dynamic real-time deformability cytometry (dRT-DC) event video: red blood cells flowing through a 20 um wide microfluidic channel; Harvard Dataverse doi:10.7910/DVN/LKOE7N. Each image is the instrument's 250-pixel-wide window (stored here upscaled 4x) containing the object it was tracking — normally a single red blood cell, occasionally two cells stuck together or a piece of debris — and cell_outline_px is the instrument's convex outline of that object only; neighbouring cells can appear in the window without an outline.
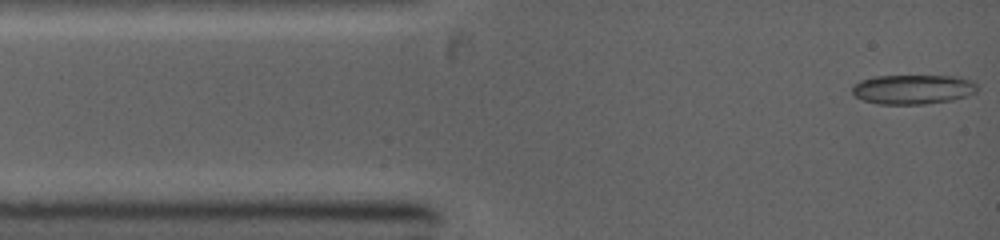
{"species": "common noctule bat (a hibernating species)", "species_latin": "Nyctalus noctula", "temperature_condition": "warm", "stored_images_in_passage": 5, "camera_frame_rate_fps": 5000, "um_per_image_px": 0.085, "animal": {"sex": "female", "body_mass_g": 19.0, "forearm_length_mm": 53.3}, "frame": {"image": 1, "passage_image": 1, "time_ms": 0.0, "image_size_px": [1000, 240], "cell_outline_px": [[980, 88], [976, 92], [952, 100], [924, 104], [880, 104], [864, 100], [856, 96], [852, 92], [852, 84], [860, 80], [872, 76], [960, 76], [976, 80]], "centroid_in_image_um": [77.65, 7.57], "position_along_channel_um": 7.4, "area_um2": 21.85}}
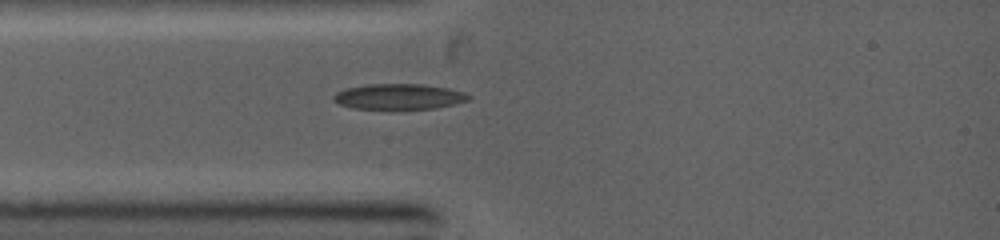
{"frame": {"image": 2, "passage_image": 5, "time_ms": 2.2, "image_size_px": [1000, 240], "cell_outline_px": [[472, 96], [468, 100], [436, 108], [352, 108], [340, 104], [332, 100], [332, 96], [336, 92], [344, 88], [364, 84], [424, 84], [448, 88], [464, 92]], "centroid_in_image_um": [33.87, 8.19], "position_along_channel_um": 51.1, "area_um2": 20.0}}